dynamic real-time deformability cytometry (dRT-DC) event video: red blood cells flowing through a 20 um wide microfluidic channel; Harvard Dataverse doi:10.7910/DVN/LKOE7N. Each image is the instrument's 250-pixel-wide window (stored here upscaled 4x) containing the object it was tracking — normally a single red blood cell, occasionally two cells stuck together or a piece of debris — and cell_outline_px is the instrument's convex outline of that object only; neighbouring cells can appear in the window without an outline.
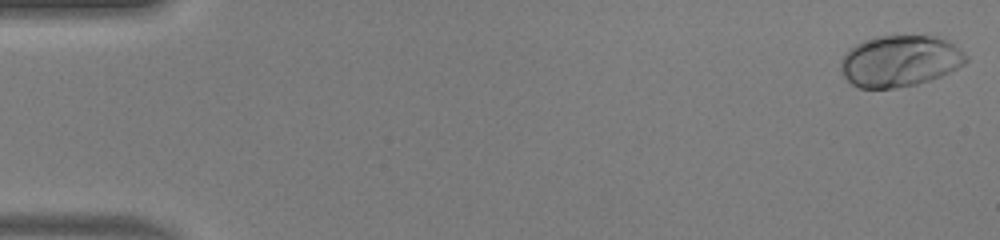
{"species": "human", "species_latin": "Homo sapiens", "temperature_condition": "warm", "stored_images_in_passage": 50, "camera_frame_rate_fps": 3000, "um_per_image_px": 0.085, "donor": {"sex": "male"}, "frame": {"image": 1, "passage_image": 1, "time_ms": 0.0, "image_size_px": [1000, 240], "cell_outline_px": [[968, 60], [964, 64], [940, 76], [916, 84], [892, 88], [860, 88], [852, 84], [844, 76], [840, 68], [840, 60], [856, 44], [864, 40], [876, 36], [932, 36], [944, 40], [952, 44], [964, 52], [968, 56]], "centroid_in_image_um": [76.47, 5.19], "position_along_channel_um": 8.5, "area_um2": 36.99}}
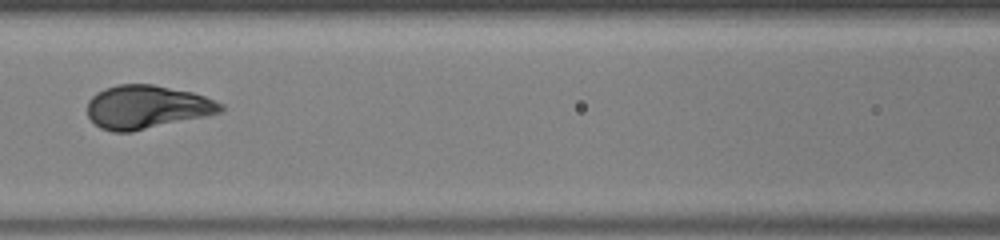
{"frame": {"image": 2, "passage_image": 23, "time_ms": 7.333, "image_size_px": [1000, 240], "cell_outline_px": [[224, 112], [208, 116], [132, 132], [112, 132], [100, 128], [88, 116], [88, 100], [96, 92], [104, 88], [120, 84], [152, 84], [192, 92], [204, 96], [224, 104]], "centroid_in_image_um": [12.5, 9.1], "position_along_channel_um": 154.1, "area_um2": 34.04}}
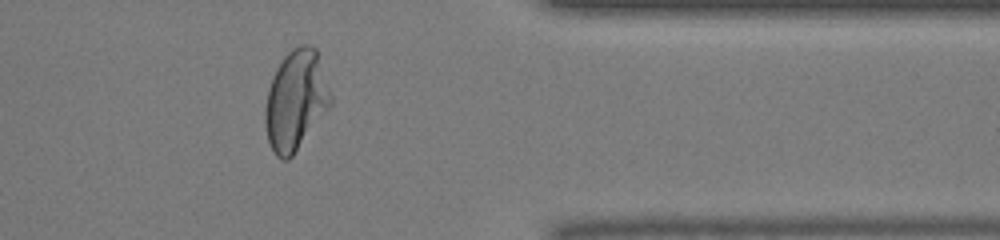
{"frame": {"image": 3, "passage_image": 41, "time_ms": 13.333, "image_size_px": [1000, 240], "cell_outline_px": [[332, 104], [292, 156], [288, 160], [280, 160], [276, 156], [268, 140], [264, 120], [264, 112], [268, 88], [272, 76], [276, 68], [284, 56], [292, 48], [300, 44], [308, 44], [316, 48], [332, 96]], "centroid_in_image_um": [25.13, 8.51], "position_along_channel_um": 386.3, "area_um2": 38.15}}